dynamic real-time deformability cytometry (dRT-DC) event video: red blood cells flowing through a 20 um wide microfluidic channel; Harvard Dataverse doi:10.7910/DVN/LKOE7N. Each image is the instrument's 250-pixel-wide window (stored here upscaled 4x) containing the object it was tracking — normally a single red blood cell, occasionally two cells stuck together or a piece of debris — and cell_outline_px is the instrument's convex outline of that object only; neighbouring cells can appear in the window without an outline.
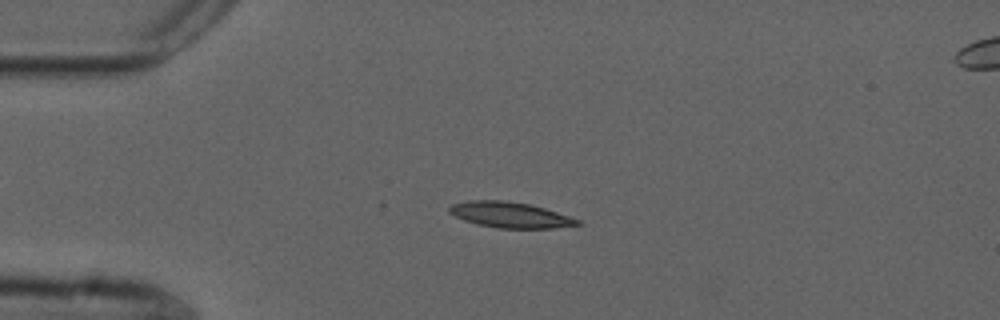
{"species": "common noctule bat (a hibernating species)", "species_latin": "Nyctalus noctula", "temperature_condition": "cold", "stored_images_in_passage": 53, "camera_frame_rate_fps": 3000, "um_per_image_px": 0.085, "animal": {"sex": "male", "forearm_length_mm": 52.5}, "frame": {"image": 1, "passage_image": 12, "time_ms": 3.667, "image_size_px": [1000, 320], "cell_outline_px": [[584, 224], [552, 228], [496, 228], [476, 224], [464, 220], [448, 212], [448, 208], [452, 204], [468, 200], [504, 200], [528, 204], [544, 208], [580, 220]], "centroid_in_image_um": [43.34, 18.26], "position_along_channel_um": 41.7, "area_um2": 19.13}}
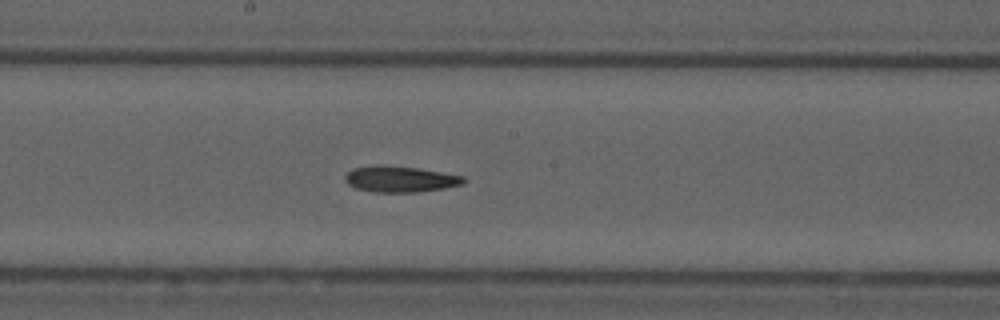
{"frame": {"image": 2, "passage_image": 28, "time_ms": 9.0, "image_size_px": [1000, 320], "cell_outline_px": [[464, 184], [444, 188], [416, 192], [376, 192], [356, 188], [348, 184], [344, 180], [344, 176], [352, 168], [376, 164], [384, 164], [416, 168], [464, 176]], "centroid_in_image_um": [33.96, 15.21], "position_along_channel_um": 214.2, "area_um2": 18.03}}
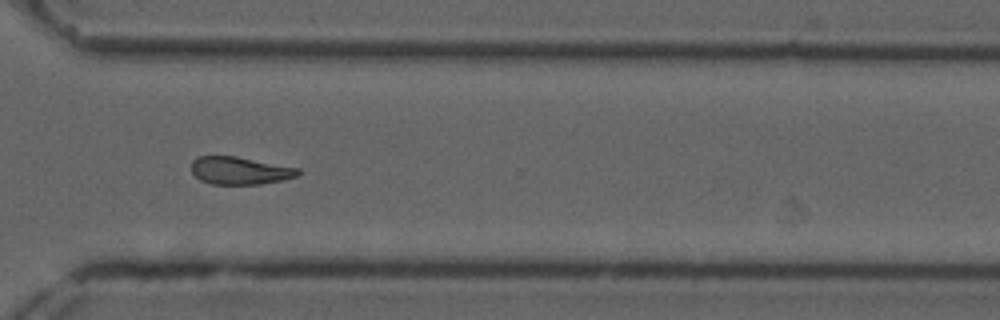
{"frame": {"image": 3, "passage_image": 39, "time_ms": 12.667, "image_size_px": [1000, 320], "cell_outline_px": [[300, 172], [296, 176], [284, 180], [260, 184], [212, 184], [200, 180], [192, 172], [192, 160], [196, 156], [236, 156], [300, 168]], "centroid_in_image_um": [20.39, 14.5], "position_along_channel_um": 350.2, "area_um2": 17.22}}